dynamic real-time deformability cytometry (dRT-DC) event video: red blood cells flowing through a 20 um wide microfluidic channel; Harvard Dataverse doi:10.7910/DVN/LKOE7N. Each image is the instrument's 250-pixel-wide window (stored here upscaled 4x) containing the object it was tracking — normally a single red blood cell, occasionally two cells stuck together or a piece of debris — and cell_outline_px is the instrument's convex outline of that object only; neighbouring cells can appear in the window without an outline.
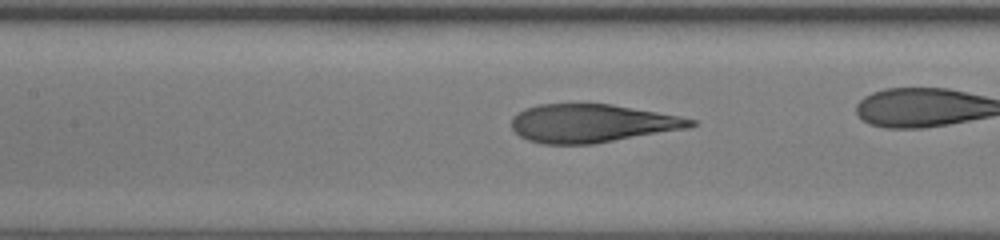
{"species": "human", "species_latin": "Homo sapiens", "temperature_condition": "room temperature", "stored_images_in_passage": 37, "camera_frame_rate_fps": 3000, "um_per_image_px": 0.085, "donor": {"sex": "female"}, "frame": {"image": 1, "passage_image": 22, "time_ms": 7.0, "image_size_px": [1000, 240], "cell_outline_px": [[696, 124], [688, 128], [592, 144], [544, 144], [528, 140], [520, 136], [512, 128], [512, 116], [524, 108], [540, 104], [612, 104], [680, 116], [696, 120]], "centroid_in_image_um": [50.29, 10.48], "position_along_channel_um": 157.1, "area_um2": 39.82}}